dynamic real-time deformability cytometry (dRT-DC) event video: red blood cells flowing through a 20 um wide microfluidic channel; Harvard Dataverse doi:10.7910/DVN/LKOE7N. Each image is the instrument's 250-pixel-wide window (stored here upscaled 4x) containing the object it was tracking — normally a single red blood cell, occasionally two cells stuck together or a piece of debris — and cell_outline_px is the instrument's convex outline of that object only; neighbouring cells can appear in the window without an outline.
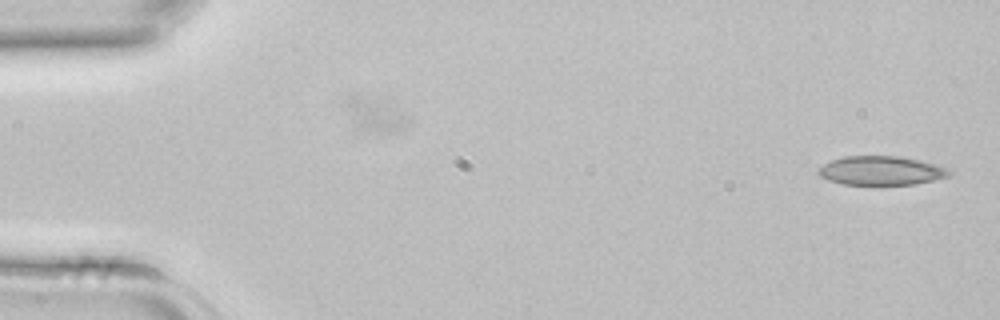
{"species": "common noctule bat (a hibernating species)", "species_latin": "Nyctalus noctula", "temperature_condition": "room temperature", "stored_images_in_passage": 42, "camera_frame_rate_fps": 3000, "um_per_image_px": 0.085, "animal": {"sex": "female", "body_mass_g": 22.7, "forearm_length_mm": 54.2}, "frame": {"image": 1, "passage_image": 1, "time_ms": 0.0, "image_size_px": [1000, 320], "cell_outline_px": [[952, 172], [948, 176], [916, 184], [844, 184], [828, 180], [820, 176], [816, 172], [824, 164], [832, 160], [844, 156], [900, 156], [920, 160], [936, 164]], "centroid_in_image_um": [74.87, 14.49], "position_along_channel_um": 10.1, "area_um2": 21.85}}
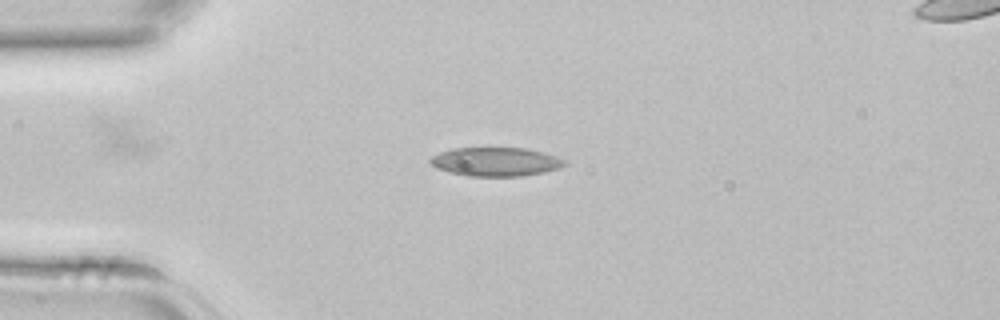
{"frame": {"image": 2, "passage_image": 10, "time_ms": 3.0, "image_size_px": [1000, 320], "cell_outline_px": [[568, 164], [560, 168], [544, 172], [524, 176], [468, 176], [448, 172], [436, 168], [428, 160], [432, 156], [440, 152], [452, 148], [528, 148], [544, 152], [568, 160]], "centroid_in_image_um": [42.18, 13.75], "position_along_channel_um": 42.8, "area_um2": 22.83}}
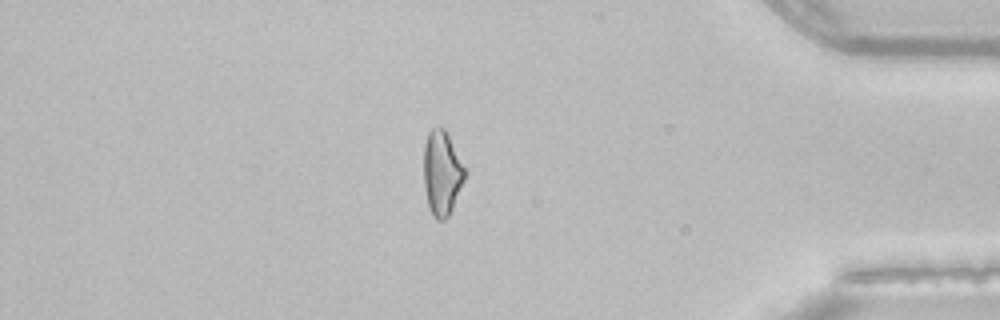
{"frame": {"image": 3, "passage_image": 36, "time_ms": 11.667, "image_size_px": [1000, 320], "cell_outline_px": [[468, 172], [452, 208], [448, 216], [444, 220], [436, 220], [432, 216], [428, 208], [424, 188], [424, 144], [428, 132], [432, 128], [440, 124], [444, 128]], "centroid_in_image_um": [37.56, 14.7], "position_along_channel_um": 397.6, "area_um2": 20.58}}